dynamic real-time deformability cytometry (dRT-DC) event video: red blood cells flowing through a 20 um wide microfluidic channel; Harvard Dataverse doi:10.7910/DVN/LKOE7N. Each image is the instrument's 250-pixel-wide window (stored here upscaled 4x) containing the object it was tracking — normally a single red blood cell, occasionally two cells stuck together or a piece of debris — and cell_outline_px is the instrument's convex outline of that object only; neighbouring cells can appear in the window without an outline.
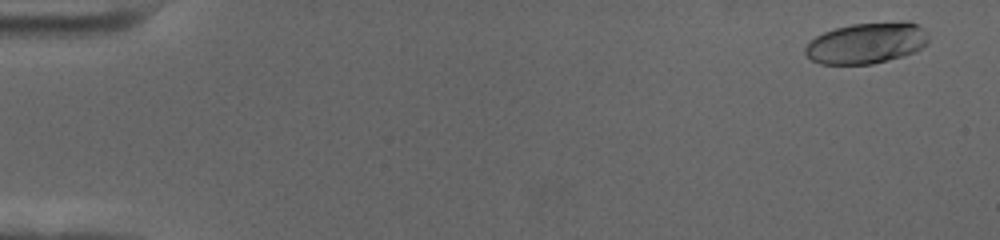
{"species": "human", "species_latin": "Homo sapiens", "temperature_condition": "cold", "stored_images_in_passage": 58, "camera_frame_rate_fps": 3000, "um_per_image_px": 0.085, "donor": {"sex": "female"}, "frame": {"image": 1, "passage_image": 3, "time_ms": 0.667, "image_size_px": [1000, 240], "cell_outline_px": [[928, 44], [916, 52], [888, 60], [872, 64], [820, 64], [812, 60], [804, 52], [804, 48], [816, 36], [824, 32], [836, 28], [852, 24], [908, 20], [916, 24], [928, 36]], "centroid_in_image_um": [73.68, 3.66], "position_along_channel_um": 11.3, "area_um2": 29.54}}
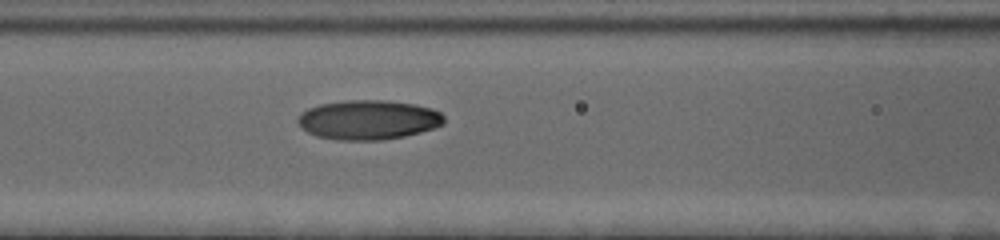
{"frame": {"image": 2, "passage_image": 26, "time_ms": 8.333, "image_size_px": [1000, 240], "cell_outline_px": [[444, 124], [420, 132], [404, 136], [380, 140], [336, 140], [316, 136], [308, 132], [296, 120], [300, 112], [308, 108], [320, 104], [348, 100], [388, 100], [416, 104], [432, 108], [440, 112], [444, 116]], "centroid_in_image_um": [31.31, 10.18], "position_along_channel_um": 135.3, "area_um2": 33.76}}
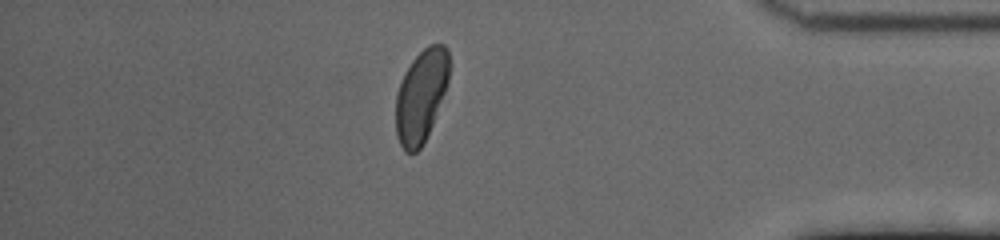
{"frame": {"image": 3, "passage_image": 51, "time_ms": 16.667, "image_size_px": [1000, 240], "cell_outline_px": [[448, 80], [444, 92], [432, 124], [420, 148], [416, 152], [404, 152], [396, 136], [396, 92], [404, 72], [412, 60], [428, 44], [444, 44], [448, 48]], "centroid_in_image_um": [35.76, 8.13], "position_along_channel_um": 399.4, "area_um2": 28.5}, "authors_computed_cell_mechanics": {"area_um2": 31.0964, "velocity_mm_per_s": 3.5305, "shape_relaxation_time_tau1_ms": 3.6941, "shape_relaxation_time_tau2_ms": null, "deformation_change_tau1": 0.1843, "deformation_change_tau2": null}}